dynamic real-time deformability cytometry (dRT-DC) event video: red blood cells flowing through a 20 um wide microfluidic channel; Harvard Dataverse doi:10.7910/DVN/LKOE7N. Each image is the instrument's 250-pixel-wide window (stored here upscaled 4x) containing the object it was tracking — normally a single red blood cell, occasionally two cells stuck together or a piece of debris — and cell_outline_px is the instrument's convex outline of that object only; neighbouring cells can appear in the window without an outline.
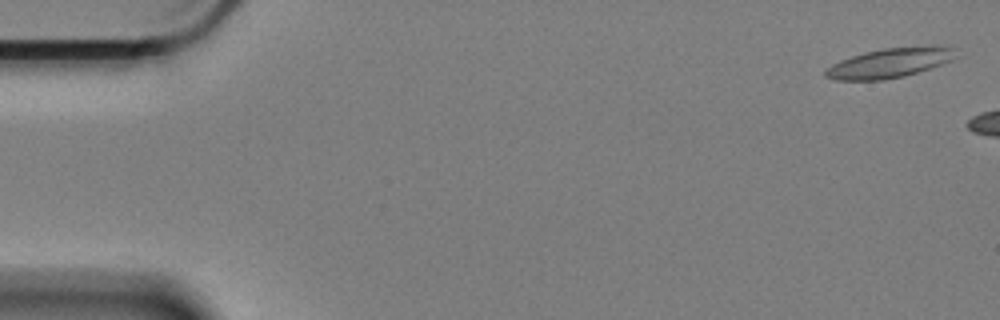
{"species": "Egyptian fruit bat (a non-hibernating species)", "species_latin": "Rousettus aegyptiacus", "temperature_condition": "cold", "stored_images_in_passage": 6, "camera_frame_rate_fps": 3000, "um_per_image_px": 0.085, "animal": {"sex": "female"}, "frame": {"image": 1, "passage_image": 1, "time_ms": 0.0, "image_size_px": [1000, 320], "cell_outline_px": [[960, 56], [952, 60], [904, 76], [880, 80], [836, 80], [824, 76], [824, 72], [832, 64], [840, 60], [864, 52], [884, 48], [932, 44], [940, 44], [956, 48]], "centroid_in_image_um": [75.72, 5.31], "position_along_channel_um": 9.3, "area_um2": 22.89}}